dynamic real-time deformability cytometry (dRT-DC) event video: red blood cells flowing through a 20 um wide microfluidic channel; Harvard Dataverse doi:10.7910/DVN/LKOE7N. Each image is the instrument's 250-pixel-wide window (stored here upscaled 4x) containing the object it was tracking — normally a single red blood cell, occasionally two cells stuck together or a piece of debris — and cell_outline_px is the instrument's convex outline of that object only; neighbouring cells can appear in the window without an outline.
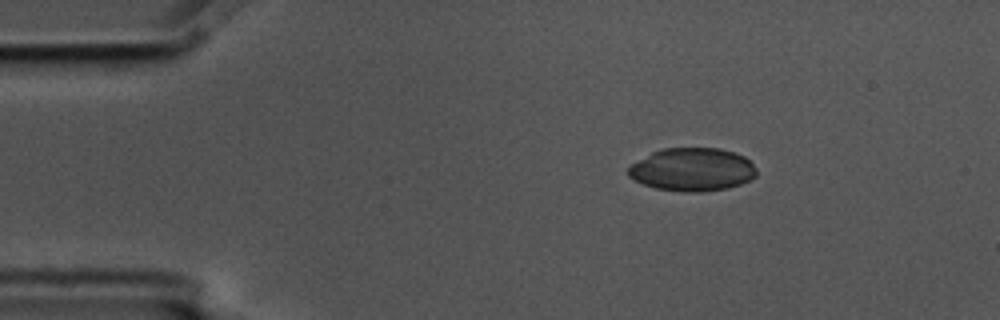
{"species": "common noctule bat (a hibernating species)", "species_latin": "Nyctalus noctula", "temperature_condition": "cold", "stored_images_in_passage": 4, "camera_frame_rate_fps": 3000, "um_per_image_px": 0.085, "animal": {"sex": "male", "body_mass_g": 17.5, "forearm_length_mm": 52.3}, "frame": {"image": 1, "passage_image": 1, "time_ms": 0.0, "image_size_px": [1000, 320], "cell_outline_px": [[756, 176], [740, 184], [728, 188], [704, 192], [684, 192], [656, 188], [632, 180], [628, 176], [628, 168], [632, 164], [652, 152], [664, 148], [720, 148], [744, 156], [756, 168]], "centroid_in_image_um": [58.84, 14.42], "position_along_channel_um": 26.2, "area_um2": 32.19}}